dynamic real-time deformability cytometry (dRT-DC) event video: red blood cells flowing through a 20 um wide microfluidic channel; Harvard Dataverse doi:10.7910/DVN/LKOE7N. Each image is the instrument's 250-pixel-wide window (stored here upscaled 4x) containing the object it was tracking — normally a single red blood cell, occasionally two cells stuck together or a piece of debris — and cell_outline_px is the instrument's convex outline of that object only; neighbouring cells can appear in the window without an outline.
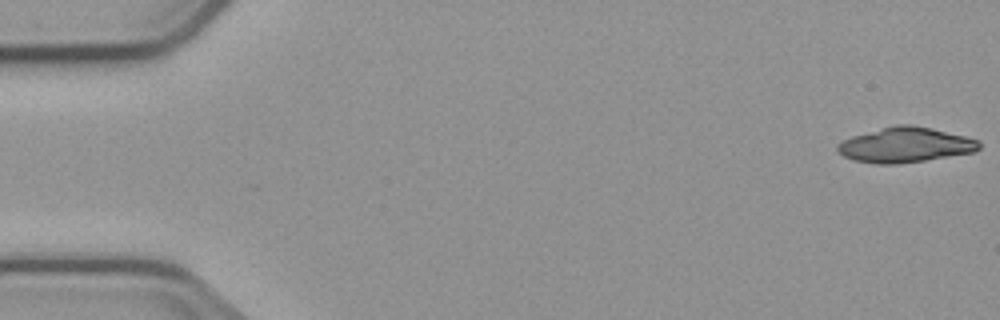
{"species": "common noctule bat (a hibernating species)", "species_latin": "Nyctalus noctula", "temperature_condition": "cold", "stored_images_in_passage": 6, "camera_frame_rate_fps": 3000, "um_per_image_px": 0.085, "animal": {"sex": "male", "body_mass_g": 23.1, "forearm_length_mm": 52.7}, "frame": {"image": 1, "passage_image": 1, "time_ms": 0.0, "image_size_px": [1000, 320], "cell_outline_px": [[980, 148], [976, 152], [924, 160], [896, 164], [876, 164], [852, 160], [844, 156], [836, 148], [836, 144], [852, 136], [896, 124], [912, 124], [932, 128], [980, 140]], "centroid_in_image_um": [76.96, 12.32], "position_along_channel_um": 8.0, "area_um2": 28.9}}
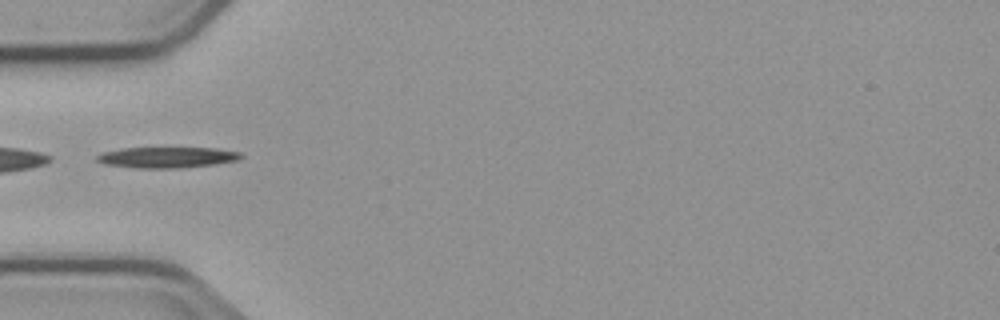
{"frame": {"image": 2, "passage_image": 6, "time_ms": 5.667, "image_size_px": [1000, 320], "cell_outline_px": [[244, 156], [240, 160], [216, 164], [180, 168], [136, 168], [104, 164], [96, 160], [96, 156], [104, 152], [120, 148], [216, 148], [240, 152]], "centroid_in_image_um": [14.23, 13.38], "position_along_channel_um": 70.8, "area_um2": 17.63}}